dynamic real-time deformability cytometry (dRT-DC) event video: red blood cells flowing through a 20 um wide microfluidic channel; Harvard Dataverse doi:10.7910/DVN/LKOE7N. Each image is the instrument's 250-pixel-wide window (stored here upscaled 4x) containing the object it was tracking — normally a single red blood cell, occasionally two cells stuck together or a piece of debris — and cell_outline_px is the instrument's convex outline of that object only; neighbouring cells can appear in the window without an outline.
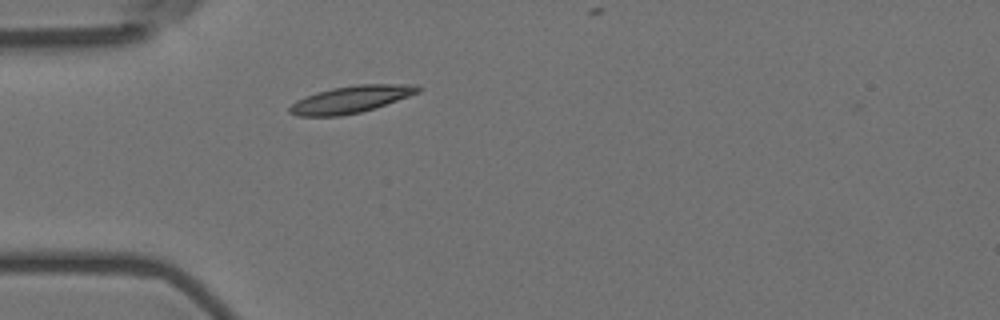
{"species": "Egyptian fruit bat (a non-hibernating species)", "species_latin": "Rousettus aegyptiacus", "temperature_condition": "room temperature", "stored_images_in_passage": 31, "camera_frame_rate_fps": 3000, "um_per_image_px": 0.085, "animal": {"sex": "female"}, "frame": {"image": 1, "passage_image": 1, "time_ms": 0.0, "image_size_px": [1000, 320], "cell_outline_px": [[424, 88], [420, 92], [360, 112], [340, 116], [300, 116], [288, 112], [288, 108], [296, 100], [316, 92], [332, 88], [360, 84], [416, 84]], "centroid_in_image_um": [29.82, 8.43], "position_along_channel_um": 55.2, "area_um2": 20.06}}
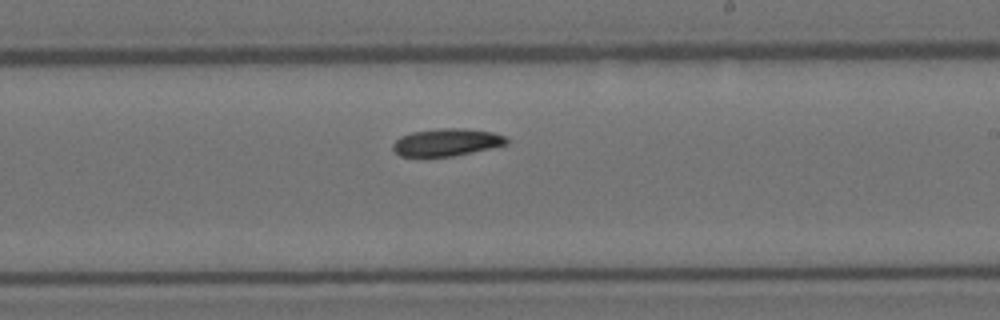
{"frame": {"image": 2, "passage_image": 18, "time_ms": 5.667, "image_size_px": [1000, 320], "cell_outline_px": [[508, 144], [472, 152], [452, 156], [424, 160], [400, 156], [392, 148], [392, 144], [400, 136], [412, 132], [440, 128], [464, 128], [492, 132], [504, 136], [508, 140]], "centroid_in_image_um": [37.88, 12.14], "position_along_channel_um": 251.1, "area_um2": 18.79}}
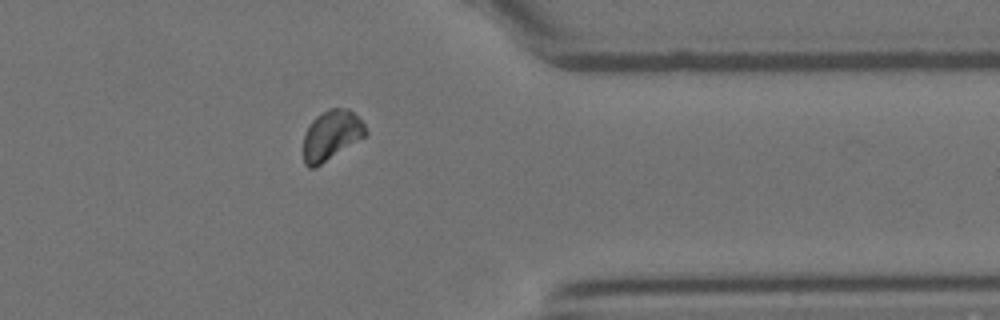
{"frame": {"image": 3, "passage_image": 30, "time_ms": 9.667, "image_size_px": [1000, 320], "cell_outline_px": [[368, 132], [364, 136], [316, 168], [308, 168], [304, 164], [304, 132], [312, 120], [316, 116], [332, 108], [348, 108], [364, 124]], "centroid_in_image_um": [28.13, 11.51], "position_along_channel_um": 383.3, "area_um2": 17.86}}